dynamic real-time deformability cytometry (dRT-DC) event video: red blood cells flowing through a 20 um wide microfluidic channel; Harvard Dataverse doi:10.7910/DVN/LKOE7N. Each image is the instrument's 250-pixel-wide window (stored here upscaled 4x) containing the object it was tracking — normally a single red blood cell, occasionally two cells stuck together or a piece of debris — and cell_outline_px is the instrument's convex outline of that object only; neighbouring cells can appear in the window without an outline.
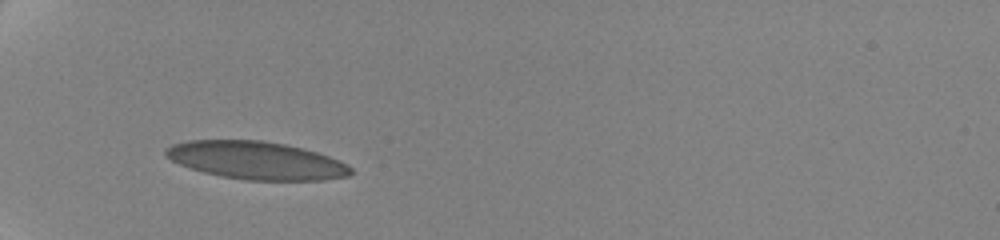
{"species": "human", "species_latin": "Homo sapiens", "temperature_condition": "cold", "stored_images_in_passage": 12, "camera_frame_rate_fps": 3000, "um_per_image_px": 0.085, "donor": {"sex": "female"}, "frame": {"image": 1, "passage_image": 1, "time_ms": 0.0, "image_size_px": [1000, 240], "cell_outline_px": [[352, 172], [348, 176], [324, 180], [244, 180], [220, 176], [204, 172], [180, 164], [164, 156], [164, 148], [172, 144], [188, 140], [260, 140], [284, 144], [316, 152], [340, 160], [348, 164], [352, 168]], "centroid_in_image_um": [21.77, 13.63], "position_along_channel_um": 63.2, "area_um2": 40.81}}
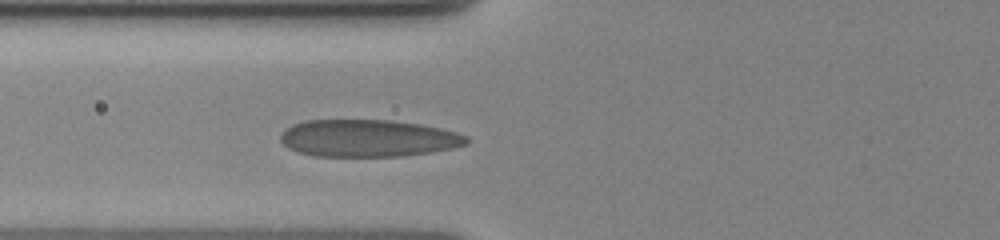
{"frame": {"image": 2, "passage_image": 7, "time_ms": 1.333, "image_size_px": [1000, 240], "cell_outline_px": [[468, 144], [452, 148], [432, 152], [404, 156], [312, 156], [288, 148], [280, 140], [280, 136], [292, 124], [308, 120], [388, 120], [420, 124], [440, 128], [456, 132], [468, 136]], "centroid_in_image_um": [31.31, 11.75], "position_along_channel_um": 94.5, "area_um2": 40.29}}